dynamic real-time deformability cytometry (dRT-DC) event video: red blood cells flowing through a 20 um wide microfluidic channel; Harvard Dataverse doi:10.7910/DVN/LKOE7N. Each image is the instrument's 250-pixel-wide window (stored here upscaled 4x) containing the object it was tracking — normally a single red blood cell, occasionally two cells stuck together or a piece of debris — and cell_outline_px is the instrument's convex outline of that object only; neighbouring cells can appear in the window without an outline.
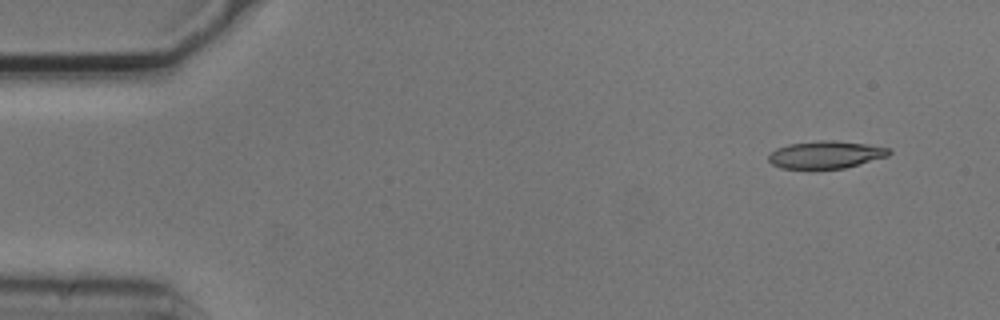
{"species": "common noctule bat (a hibernating species)", "species_latin": "Nyctalus noctula", "temperature_condition": "cold", "stored_images_in_passage": 6, "camera_frame_rate_fps": 3000, "um_per_image_px": 0.085, "animal": {"sex": "male", "body_mass_g": 20.5, "forearm_length_mm": 52.5}, "frame": {"image": 1, "passage_image": 1, "time_ms": 0.0, "image_size_px": [1000, 320], "cell_outline_px": [[892, 152], [888, 156], [844, 168], [780, 168], [772, 164], [768, 160], [768, 156], [776, 148], [788, 144], [820, 140], [836, 140], [864, 144], [888, 148]], "centroid_in_image_um": [70.17, 13.14], "position_along_channel_um": 14.8, "area_um2": 19.07}}
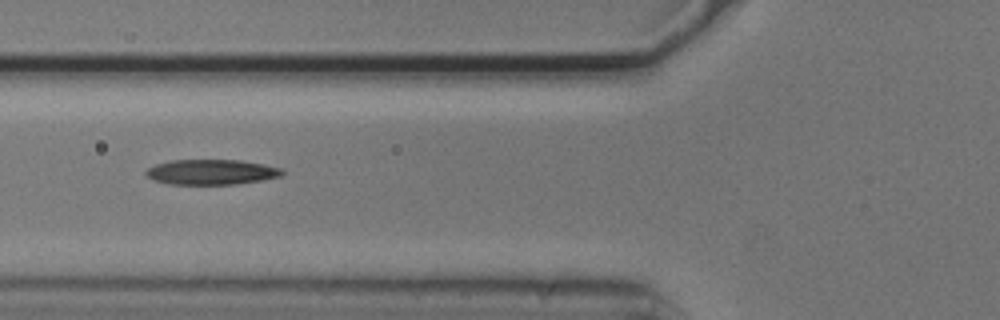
{"frame": {"image": 2, "passage_image": 5, "time_ms": 1.333, "image_size_px": [1000, 320], "cell_outline_px": [[284, 172], [280, 176], [260, 180], [236, 184], [168, 184], [152, 180], [144, 172], [148, 168], [156, 164], [172, 160], [240, 160], [264, 164], [280, 168]], "centroid_in_image_um": [17.93, 14.62], "position_along_channel_um": 107.9, "area_um2": 19.88}}
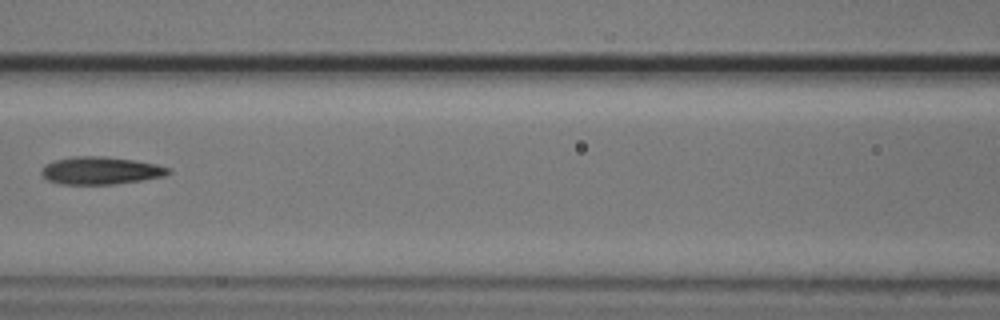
{"frame": {"image": 3, "passage_image": 6, "time_ms": 1.667, "image_size_px": [1000, 320], "cell_outline_px": [[172, 172], [164, 176], [140, 180], [112, 184], [60, 184], [48, 180], [40, 172], [44, 164], [56, 160], [72, 156], [104, 156], [132, 160], [156, 164], [172, 168]], "centroid_in_image_um": [8.55, 14.49], "position_along_channel_um": 158.1, "area_um2": 20.35}}